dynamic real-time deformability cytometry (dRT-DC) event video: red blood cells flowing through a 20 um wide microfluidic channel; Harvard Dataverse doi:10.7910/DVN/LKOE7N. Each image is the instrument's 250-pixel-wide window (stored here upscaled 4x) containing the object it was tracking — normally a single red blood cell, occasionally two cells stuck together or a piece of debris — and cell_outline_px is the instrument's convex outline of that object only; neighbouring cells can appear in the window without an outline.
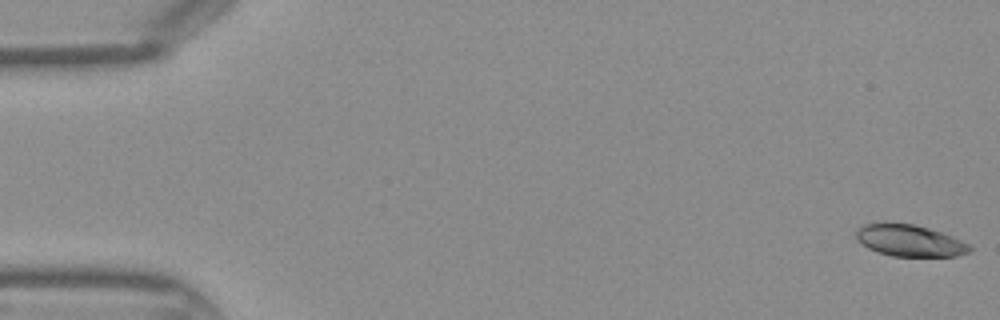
{"species": "Egyptian fruit bat (a non-hibernating species)", "species_latin": "Rousettus aegyptiacus", "temperature_condition": "warm", "stored_images_in_passage": 44, "camera_frame_rate_fps": 3000, "um_per_image_px": 0.085, "frame": {"image": 1, "passage_image": 1, "time_ms": 0.0, "image_size_px": [1000, 320], "cell_outline_px": [[972, 248], [968, 252], [956, 256], [892, 256], [868, 248], [856, 240], [856, 232], [864, 224], [916, 224], [952, 236], [968, 244]], "centroid_in_image_um": [77.33, 20.46], "position_along_channel_um": 7.7, "area_um2": 20.46}}
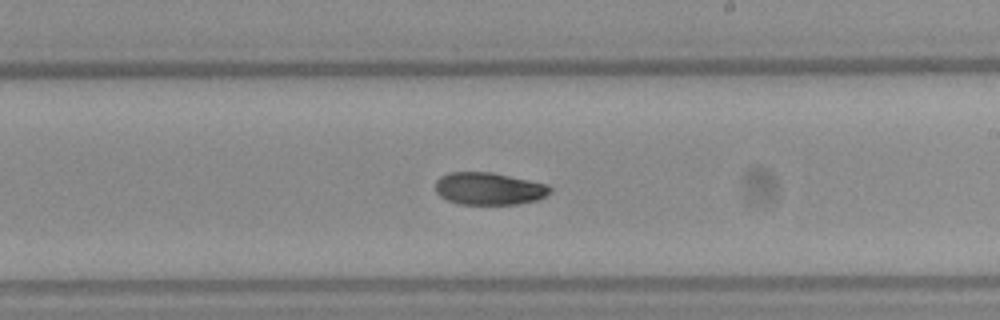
{"frame": {"image": 2, "passage_image": 26, "time_ms": 8.333, "image_size_px": [1000, 320], "cell_outline_px": [[552, 192], [536, 200], [516, 204], [460, 204], [448, 200], [440, 196], [436, 192], [436, 180], [440, 176], [448, 172], [492, 172], [548, 184], [552, 188]], "centroid_in_image_um": [41.56, 16.03], "position_along_channel_um": 247.4, "area_um2": 21.68}}
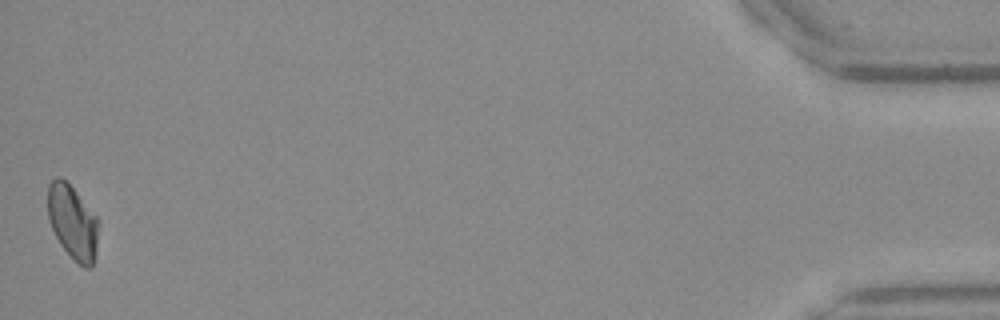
{"frame": {"image": 3, "passage_image": 44, "time_ms": 14.333, "image_size_px": [1000, 320], "cell_outline_px": [[100, 224], [96, 248], [92, 268], [84, 268], [60, 244], [48, 220], [48, 184], [56, 176], [60, 176], [76, 192], [100, 220]], "centroid_in_image_um": [6.19, 18.87], "position_along_channel_um": 429.0, "area_um2": 21.79}}